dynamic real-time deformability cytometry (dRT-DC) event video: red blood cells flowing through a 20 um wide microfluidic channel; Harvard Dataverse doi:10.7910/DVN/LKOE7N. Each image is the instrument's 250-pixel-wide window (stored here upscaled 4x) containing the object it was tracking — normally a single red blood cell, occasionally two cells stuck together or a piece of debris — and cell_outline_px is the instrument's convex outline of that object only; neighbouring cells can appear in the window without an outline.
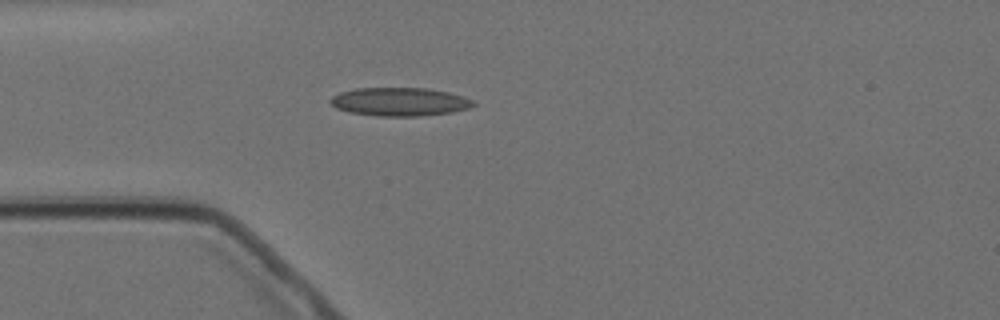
{"species": "Egyptian fruit bat (a non-hibernating species)", "species_latin": "Rousettus aegyptiacus", "temperature_condition": "cold", "stored_images_in_passage": 4, "camera_frame_rate_fps": 3000, "um_per_image_px": 0.085, "animal": {"sex": "female"}, "frame": {"image": 1, "passage_image": 4, "time_ms": 3.333, "image_size_px": [1000, 320], "cell_outline_px": [[476, 104], [472, 108], [452, 112], [420, 116], [376, 116], [348, 112], [336, 108], [328, 100], [332, 96], [340, 92], [356, 88], [428, 88], [448, 92], [464, 96], [472, 100]], "centroid_in_image_um": [33.98, 8.65], "position_along_channel_um": 51.0, "area_um2": 23.87}}